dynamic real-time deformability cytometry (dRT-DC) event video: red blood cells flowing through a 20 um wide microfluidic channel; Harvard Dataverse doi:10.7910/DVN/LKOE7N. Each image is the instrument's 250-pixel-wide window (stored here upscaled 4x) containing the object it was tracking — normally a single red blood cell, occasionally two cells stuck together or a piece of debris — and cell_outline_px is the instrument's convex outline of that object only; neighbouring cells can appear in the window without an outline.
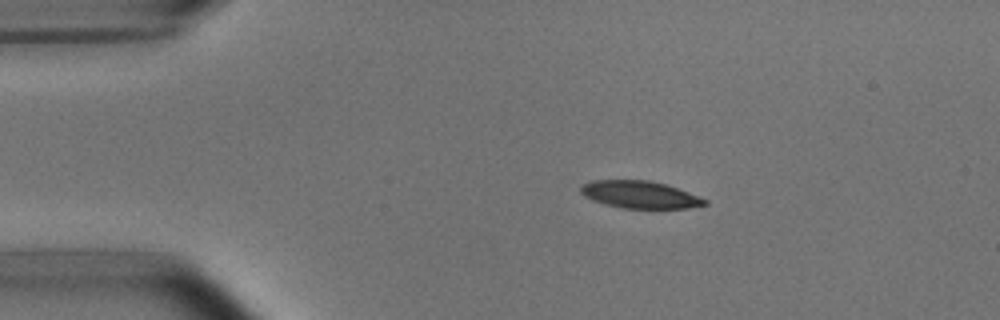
{"species": "common noctule bat (a hibernating species)", "species_latin": "Nyctalus noctula", "temperature_condition": "room temperature", "stored_images_in_passage": 2, "camera_frame_rate_fps": 3000, "um_per_image_px": 0.085, "animal": {"sex": "male", "body_mass_g": 15.6}, "frame": {"image": 1, "passage_image": 1, "time_ms": 0.0, "image_size_px": [1000, 320], "cell_outline_px": [[708, 204], [688, 208], [624, 208], [592, 200], [584, 196], [580, 192], [580, 184], [592, 180], [648, 180], [664, 184], [688, 192], [708, 200]], "centroid_in_image_um": [54.36, 16.53], "position_along_channel_um": 30.6, "area_um2": 19.59}}